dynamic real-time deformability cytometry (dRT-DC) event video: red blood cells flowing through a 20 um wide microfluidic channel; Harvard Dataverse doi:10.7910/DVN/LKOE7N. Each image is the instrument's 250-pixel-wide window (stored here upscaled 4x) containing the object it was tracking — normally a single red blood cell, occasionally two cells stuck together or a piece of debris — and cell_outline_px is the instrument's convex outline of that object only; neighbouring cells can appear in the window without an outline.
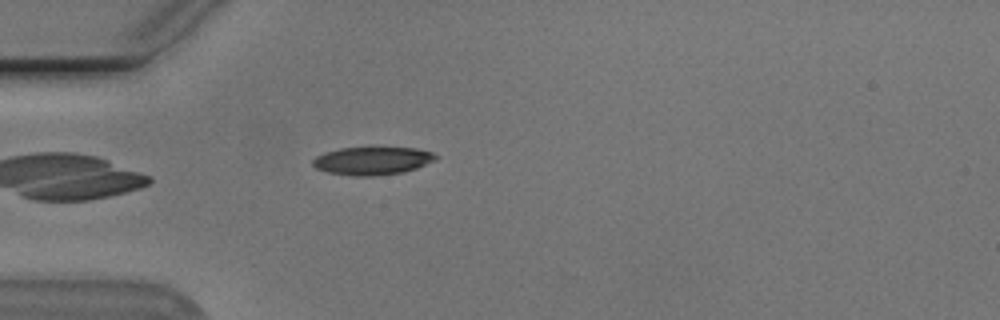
{"species": "Egyptian fruit bat (a non-hibernating species)", "species_latin": "Rousettus aegyptiacus", "temperature_condition": "cold", "stored_images_in_passage": 40, "camera_frame_rate_fps": 3000, "um_per_image_px": 0.085, "animal": {"sex": "male"}, "frame": {"image": 1, "passage_image": 1, "time_ms": 0.0, "image_size_px": [1000, 320], "cell_outline_px": [[440, 156], [436, 160], [416, 168], [404, 172], [372, 176], [352, 176], [328, 172], [316, 168], [312, 164], [312, 160], [316, 156], [324, 152], [340, 148], [416, 148], [432, 152]], "centroid_in_image_um": [31.66, 13.67], "position_along_channel_um": 53.3, "area_um2": 20.06}}
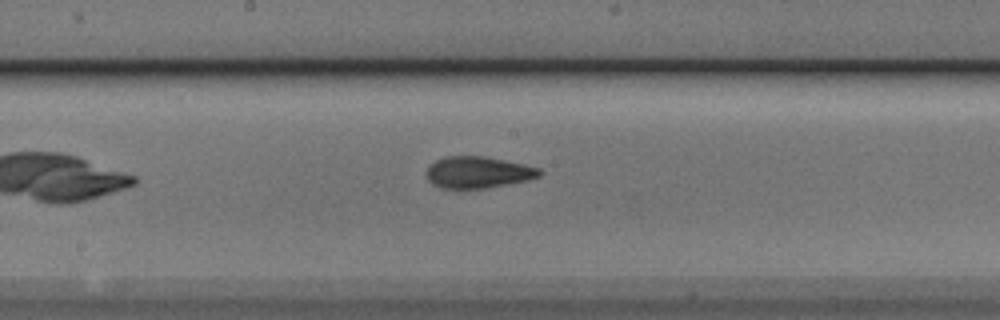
{"frame": {"image": 2, "passage_image": 14, "time_ms": 4.333, "image_size_px": [1000, 320], "cell_outline_px": [[544, 172], [540, 176], [528, 180], [484, 188], [440, 188], [432, 184], [428, 180], [424, 172], [428, 164], [444, 156], [484, 156], [524, 164], [540, 168]], "centroid_in_image_um": [40.59, 14.64], "position_along_channel_um": 207.6, "area_um2": 21.04}}
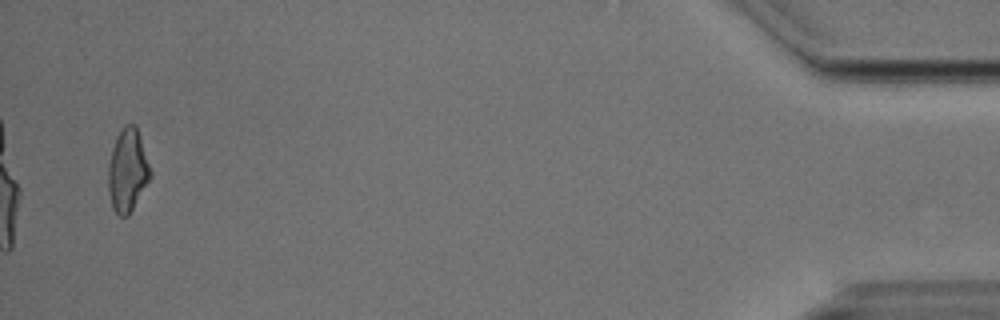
{"frame": {"image": 3, "passage_image": 38, "time_ms": 12.333, "image_size_px": [1000, 320], "cell_outline_px": [[152, 176], [128, 216], [120, 216], [112, 208], [108, 192], [108, 164], [112, 148], [116, 136], [124, 124], [136, 124], [152, 172]], "centroid_in_image_um": [10.84, 14.47], "position_along_channel_um": 424.4, "area_um2": 20.52}, "authors_computed_cell_mechanics": {"area_um2": 20.4034, "velocity_mm_per_s": 3.7701, "shape_relaxation_time_tau1_ms": 4.8399, "shape_relaxation_time_tau2_ms": 1.9938, "deformation_change_tau1": 0.1531, "deformation_change_tau2": 0.0872}}